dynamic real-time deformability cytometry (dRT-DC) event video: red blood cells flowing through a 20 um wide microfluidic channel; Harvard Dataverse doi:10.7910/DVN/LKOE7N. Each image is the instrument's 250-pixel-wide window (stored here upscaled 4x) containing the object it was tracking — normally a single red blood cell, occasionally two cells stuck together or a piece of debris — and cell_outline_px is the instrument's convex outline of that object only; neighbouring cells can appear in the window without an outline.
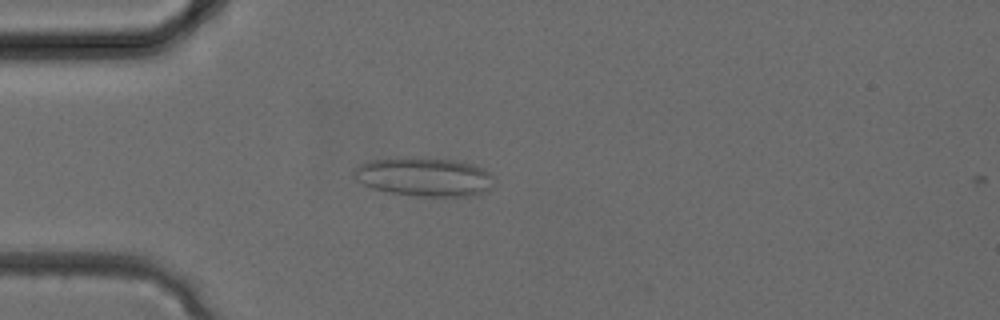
{"species": "common noctule bat (a hibernating species)", "species_latin": "Nyctalus noctula", "temperature_condition": "cold", "stored_images_in_passage": 32, "camera_frame_rate_fps": 3000, "um_per_image_px": 0.085, "animal": {"sex": "female", "body_mass_g": 24.6, "forearm_length_mm": 56.2}, "frame": {"image": 1, "passage_image": 8, "time_ms": 2.333, "image_size_px": [1000, 320], "cell_outline_px": [[496, 176], [492, 188], [488, 192], [476, 196], [416, 196], [388, 192], [372, 188], [364, 184], [352, 176], [352, 168], [368, 160], [404, 156], [424, 156], [456, 160], [472, 164]], "centroid_in_image_um": [36.07, 15.01], "position_along_channel_um": 48.9, "area_um2": 32.77}}
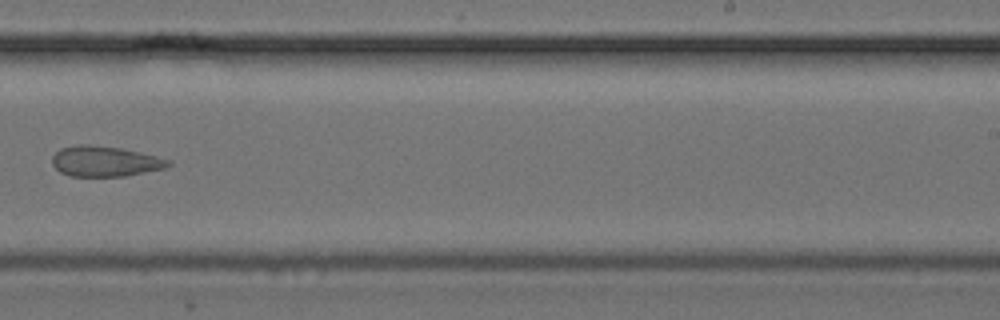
{"frame": {"image": 2, "passage_image": 20, "time_ms": 6.333, "image_size_px": [1000, 320], "cell_outline_px": [[172, 164], [164, 168], [124, 176], [68, 176], [60, 172], [52, 164], [52, 156], [60, 148], [76, 144], [88, 144], [120, 148], [156, 156], [172, 160]], "centroid_in_image_um": [8.89, 13.71], "position_along_channel_um": 280.1, "area_um2": 20.58}}
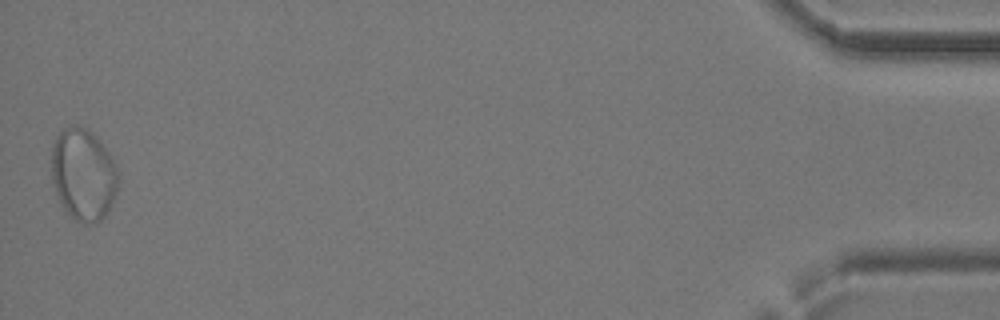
{"frame": {"image": 3, "passage_image": 32, "time_ms": 10.333, "image_size_px": [1000, 320], "cell_outline_px": [[120, 180], [116, 192], [108, 212], [96, 224], [84, 224], [76, 220], [60, 204], [52, 180], [52, 148], [56, 136], [64, 128], [76, 124], [92, 132], [96, 136], [108, 152], [120, 176]], "centroid_in_image_um": [7.09, 14.84], "position_along_channel_um": 428.1, "area_um2": 35.78}}